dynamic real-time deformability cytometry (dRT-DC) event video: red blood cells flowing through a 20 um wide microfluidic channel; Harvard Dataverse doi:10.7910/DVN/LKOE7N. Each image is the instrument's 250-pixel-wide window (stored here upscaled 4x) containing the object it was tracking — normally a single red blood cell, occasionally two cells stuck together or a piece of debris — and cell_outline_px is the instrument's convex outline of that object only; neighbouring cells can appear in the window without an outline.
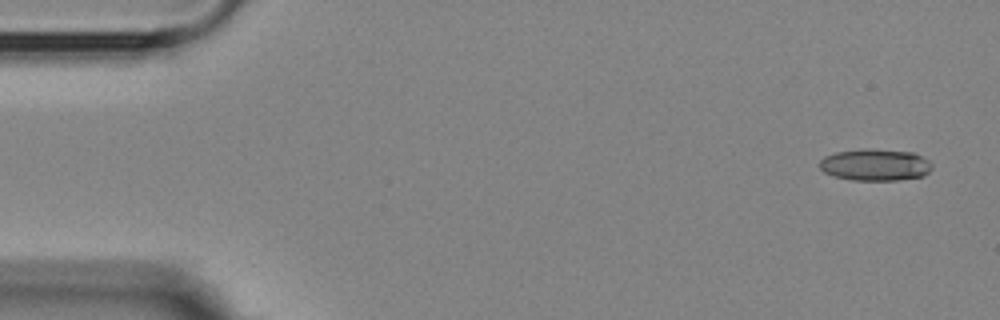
{"species": "Egyptian fruit bat (a non-hibernating species)", "species_latin": "Rousettus aegyptiacus", "temperature_condition": "room temperature", "stored_images_in_passage": 6, "camera_frame_rate_fps": 3000, "um_per_image_px": 0.085, "animal": {"sex": "female"}, "frame": {"image": 1, "passage_image": 1, "time_ms": 0.0, "image_size_px": [1000, 320], "cell_outline_px": [[932, 168], [924, 176], [896, 180], [852, 180], [836, 176], [824, 172], [820, 168], [820, 160], [824, 156], [836, 152], [860, 148], [872, 148], [912, 152], [928, 160], [932, 164]], "centroid_in_image_um": [74.39, 13.99], "position_along_channel_um": 10.6, "area_um2": 20.92}}
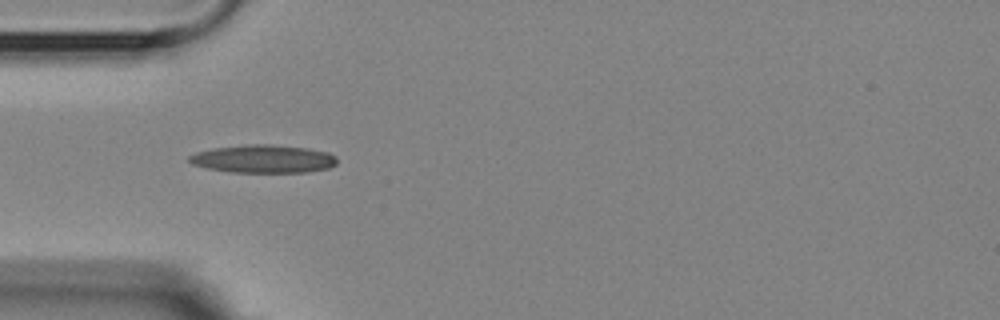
{"frame": {"image": 2, "passage_image": 5, "time_ms": 4.667, "image_size_px": [1000, 320], "cell_outline_px": [[336, 164], [328, 168], [308, 172], [232, 172], [208, 168], [192, 164], [188, 160], [188, 156], [196, 152], [212, 148], [248, 144], [272, 144], [308, 148], [328, 152], [336, 156]], "centroid_in_image_um": [22.38, 13.5], "position_along_channel_um": 62.6, "area_um2": 24.22}}
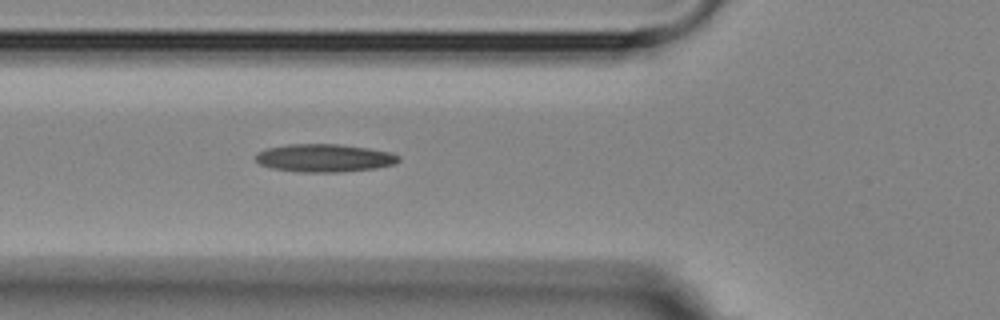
{"frame": {"image": 3, "passage_image": 6, "time_ms": 5.667, "image_size_px": [1000, 320], "cell_outline_px": [[400, 160], [396, 164], [376, 168], [340, 172], [300, 172], [272, 168], [260, 164], [256, 160], [256, 156], [260, 152], [268, 148], [288, 144], [336, 144], [368, 148], [392, 152], [400, 156]], "centroid_in_image_um": [27.63, 13.43], "position_along_channel_um": 98.2, "area_um2": 23.24}}